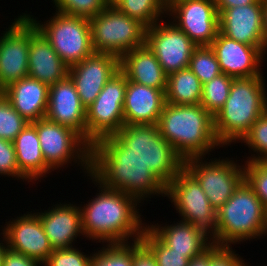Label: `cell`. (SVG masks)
I'll return each mask as SVG.
<instances>
[{"label": "cell", "instance_id": "cell-13", "mask_svg": "<svg viewBox=\"0 0 267 266\" xmlns=\"http://www.w3.org/2000/svg\"><path fill=\"white\" fill-rule=\"evenodd\" d=\"M166 15L197 46H210L219 32L215 0H175Z\"/></svg>", "mask_w": 267, "mask_h": 266}, {"label": "cell", "instance_id": "cell-36", "mask_svg": "<svg viewBox=\"0 0 267 266\" xmlns=\"http://www.w3.org/2000/svg\"><path fill=\"white\" fill-rule=\"evenodd\" d=\"M56 11L85 18H92L109 4L106 0H52Z\"/></svg>", "mask_w": 267, "mask_h": 266}, {"label": "cell", "instance_id": "cell-47", "mask_svg": "<svg viewBox=\"0 0 267 266\" xmlns=\"http://www.w3.org/2000/svg\"><path fill=\"white\" fill-rule=\"evenodd\" d=\"M109 5H114L118 0H106Z\"/></svg>", "mask_w": 267, "mask_h": 266}, {"label": "cell", "instance_id": "cell-7", "mask_svg": "<svg viewBox=\"0 0 267 266\" xmlns=\"http://www.w3.org/2000/svg\"><path fill=\"white\" fill-rule=\"evenodd\" d=\"M51 44L62 61L71 67L95 53L90 20L56 11L43 24L25 14Z\"/></svg>", "mask_w": 267, "mask_h": 266}, {"label": "cell", "instance_id": "cell-17", "mask_svg": "<svg viewBox=\"0 0 267 266\" xmlns=\"http://www.w3.org/2000/svg\"><path fill=\"white\" fill-rule=\"evenodd\" d=\"M219 32L232 40L258 47L266 54L262 0L224 9L219 14Z\"/></svg>", "mask_w": 267, "mask_h": 266}, {"label": "cell", "instance_id": "cell-15", "mask_svg": "<svg viewBox=\"0 0 267 266\" xmlns=\"http://www.w3.org/2000/svg\"><path fill=\"white\" fill-rule=\"evenodd\" d=\"M24 14V15H23ZM0 36V90L28 77L29 18L23 13Z\"/></svg>", "mask_w": 267, "mask_h": 266}, {"label": "cell", "instance_id": "cell-3", "mask_svg": "<svg viewBox=\"0 0 267 266\" xmlns=\"http://www.w3.org/2000/svg\"><path fill=\"white\" fill-rule=\"evenodd\" d=\"M157 126L161 136L184 161L205 157L222 146L215 134L214 117L201 104L165 103Z\"/></svg>", "mask_w": 267, "mask_h": 266}, {"label": "cell", "instance_id": "cell-6", "mask_svg": "<svg viewBox=\"0 0 267 266\" xmlns=\"http://www.w3.org/2000/svg\"><path fill=\"white\" fill-rule=\"evenodd\" d=\"M167 187L184 167V160L160 134L157 125H124L113 135Z\"/></svg>", "mask_w": 267, "mask_h": 266}, {"label": "cell", "instance_id": "cell-18", "mask_svg": "<svg viewBox=\"0 0 267 266\" xmlns=\"http://www.w3.org/2000/svg\"><path fill=\"white\" fill-rule=\"evenodd\" d=\"M222 73L233 78L263 76L265 54L255 46L232 40L220 32L211 43Z\"/></svg>", "mask_w": 267, "mask_h": 266}, {"label": "cell", "instance_id": "cell-11", "mask_svg": "<svg viewBox=\"0 0 267 266\" xmlns=\"http://www.w3.org/2000/svg\"><path fill=\"white\" fill-rule=\"evenodd\" d=\"M126 87L127 77L119 70L86 108L87 143L90 146L104 137L116 134L124 126Z\"/></svg>", "mask_w": 267, "mask_h": 266}, {"label": "cell", "instance_id": "cell-33", "mask_svg": "<svg viewBox=\"0 0 267 266\" xmlns=\"http://www.w3.org/2000/svg\"><path fill=\"white\" fill-rule=\"evenodd\" d=\"M188 68L202 84L222 74L218 59L210 46H197L192 53Z\"/></svg>", "mask_w": 267, "mask_h": 266}, {"label": "cell", "instance_id": "cell-5", "mask_svg": "<svg viewBox=\"0 0 267 266\" xmlns=\"http://www.w3.org/2000/svg\"><path fill=\"white\" fill-rule=\"evenodd\" d=\"M217 222V245L231 247V244L266 235L267 209L244 181L217 210Z\"/></svg>", "mask_w": 267, "mask_h": 266}, {"label": "cell", "instance_id": "cell-4", "mask_svg": "<svg viewBox=\"0 0 267 266\" xmlns=\"http://www.w3.org/2000/svg\"><path fill=\"white\" fill-rule=\"evenodd\" d=\"M264 76L234 78L229 97L214 116V130L223 146L240 140L267 110Z\"/></svg>", "mask_w": 267, "mask_h": 266}, {"label": "cell", "instance_id": "cell-19", "mask_svg": "<svg viewBox=\"0 0 267 266\" xmlns=\"http://www.w3.org/2000/svg\"><path fill=\"white\" fill-rule=\"evenodd\" d=\"M30 213V214H29ZM2 229L8 248L42 264L53 252L40 218L31 212L8 221Z\"/></svg>", "mask_w": 267, "mask_h": 266}, {"label": "cell", "instance_id": "cell-14", "mask_svg": "<svg viewBox=\"0 0 267 266\" xmlns=\"http://www.w3.org/2000/svg\"><path fill=\"white\" fill-rule=\"evenodd\" d=\"M169 22H156L146 29L145 38V44L154 53L167 75L187 68L197 47L173 22Z\"/></svg>", "mask_w": 267, "mask_h": 266}, {"label": "cell", "instance_id": "cell-39", "mask_svg": "<svg viewBox=\"0 0 267 266\" xmlns=\"http://www.w3.org/2000/svg\"><path fill=\"white\" fill-rule=\"evenodd\" d=\"M0 175L16 178H24L19 174V167L16 160V153L12 141L0 138Z\"/></svg>", "mask_w": 267, "mask_h": 266}, {"label": "cell", "instance_id": "cell-25", "mask_svg": "<svg viewBox=\"0 0 267 266\" xmlns=\"http://www.w3.org/2000/svg\"><path fill=\"white\" fill-rule=\"evenodd\" d=\"M120 70L128 81L166 90L167 74L146 44L124 54L120 58Z\"/></svg>", "mask_w": 267, "mask_h": 266}, {"label": "cell", "instance_id": "cell-23", "mask_svg": "<svg viewBox=\"0 0 267 266\" xmlns=\"http://www.w3.org/2000/svg\"><path fill=\"white\" fill-rule=\"evenodd\" d=\"M165 91L127 80L124 125H157L166 103Z\"/></svg>", "mask_w": 267, "mask_h": 266}, {"label": "cell", "instance_id": "cell-41", "mask_svg": "<svg viewBox=\"0 0 267 266\" xmlns=\"http://www.w3.org/2000/svg\"><path fill=\"white\" fill-rule=\"evenodd\" d=\"M133 266H157L154 256L140 242H133Z\"/></svg>", "mask_w": 267, "mask_h": 266}, {"label": "cell", "instance_id": "cell-28", "mask_svg": "<svg viewBox=\"0 0 267 266\" xmlns=\"http://www.w3.org/2000/svg\"><path fill=\"white\" fill-rule=\"evenodd\" d=\"M203 84L187 67L167 75L165 101L174 105L201 103Z\"/></svg>", "mask_w": 267, "mask_h": 266}, {"label": "cell", "instance_id": "cell-24", "mask_svg": "<svg viewBox=\"0 0 267 266\" xmlns=\"http://www.w3.org/2000/svg\"><path fill=\"white\" fill-rule=\"evenodd\" d=\"M48 94V85L29 76L11 83L2 90V95L29 123L46 116Z\"/></svg>", "mask_w": 267, "mask_h": 266}, {"label": "cell", "instance_id": "cell-31", "mask_svg": "<svg viewBox=\"0 0 267 266\" xmlns=\"http://www.w3.org/2000/svg\"><path fill=\"white\" fill-rule=\"evenodd\" d=\"M234 78L222 73L203 84L201 105L214 117L229 97Z\"/></svg>", "mask_w": 267, "mask_h": 266}, {"label": "cell", "instance_id": "cell-9", "mask_svg": "<svg viewBox=\"0 0 267 266\" xmlns=\"http://www.w3.org/2000/svg\"><path fill=\"white\" fill-rule=\"evenodd\" d=\"M166 196L174 204L182 221L191 223L217 245V211L210 204L197 179L185 167L166 187Z\"/></svg>", "mask_w": 267, "mask_h": 266}, {"label": "cell", "instance_id": "cell-2", "mask_svg": "<svg viewBox=\"0 0 267 266\" xmlns=\"http://www.w3.org/2000/svg\"><path fill=\"white\" fill-rule=\"evenodd\" d=\"M88 176L100 189L88 204L80 206L83 235L94 242L102 241V244L128 243L131 242L129 237L133 242L140 240L146 225L137 209L139 202L122 191L102 186L90 174Z\"/></svg>", "mask_w": 267, "mask_h": 266}, {"label": "cell", "instance_id": "cell-1", "mask_svg": "<svg viewBox=\"0 0 267 266\" xmlns=\"http://www.w3.org/2000/svg\"><path fill=\"white\" fill-rule=\"evenodd\" d=\"M90 175L102 186L122 191L139 203L151 195L166 196V186L149 166L130 153L113 135L90 146Z\"/></svg>", "mask_w": 267, "mask_h": 266}, {"label": "cell", "instance_id": "cell-48", "mask_svg": "<svg viewBox=\"0 0 267 266\" xmlns=\"http://www.w3.org/2000/svg\"><path fill=\"white\" fill-rule=\"evenodd\" d=\"M165 1V4L168 6L172 1H175V0H164Z\"/></svg>", "mask_w": 267, "mask_h": 266}, {"label": "cell", "instance_id": "cell-35", "mask_svg": "<svg viewBox=\"0 0 267 266\" xmlns=\"http://www.w3.org/2000/svg\"><path fill=\"white\" fill-rule=\"evenodd\" d=\"M28 123L0 94V138L13 142Z\"/></svg>", "mask_w": 267, "mask_h": 266}, {"label": "cell", "instance_id": "cell-12", "mask_svg": "<svg viewBox=\"0 0 267 266\" xmlns=\"http://www.w3.org/2000/svg\"><path fill=\"white\" fill-rule=\"evenodd\" d=\"M204 158H188L184 161V167L197 179L210 204L217 211L245 181L244 164L241 166L237 160L234 162L231 159L216 158L207 162Z\"/></svg>", "mask_w": 267, "mask_h": 266}, {"label": "cell", "instance_id": "cell-30", "mask_svg": "<svg viewBox=\"0 0 267 266\" xmlns=\"http://www.w3.org/2000/svg\"><path fill=\"white\" fill-rule=\"evenodd\" d=\"M140 242L154 256L157 266H188L190 259L185 253L174 252L147 225L143 230Z\"/></svg>", "mask_w": 267, "mask_h": 266}, {"label": "cell", "instance_id": "cell-8", "mask_svg": "<svg viewBox=\"0 0 267 266\" xmlns=\"http://www.w3.org/2000/svg\"><path fill=\"white\" fill-rule=\"evenodd\" d=\"M89 20L93 49L97 53L121 58L128 51L145 45L147 28L114 5H108Z\"/></svg>", "mask_w": 267, "mask_h": 266}, {"label": "cell", "instance_id": "cell-20", "mask_svg": "<svg viewBox=\"0 0 267 266\" xmlns=\"http://www.w3.org/2000/svg\"><path fill=\"white\" fill-rule=\"evenodd\" d=\"M48 95L45 117L73 129L87 142L86 108L82 105L70 76L49 86Z\"/></svg>", "mask_w": 267, "mask_h": 266}, {"label": "cell", "instance_id": "cell-32", "mask_svg": "<svg viewBox=\"0 0 267 266\" xmlns=\"http://www.w3.org/2000/svg\"><path fill=\"white\" fill-rule=\"evenodd\" d=\"M105 245L92 254L90 266H133V242Z\"/></svg>", "mask_w": 267, "mask_h": 266}, {"label": "cell", "instance_id": "cell-42", "mask_svg": "<svg viewBox=\"0 0 267 266\" xmlns=\"http://www.w3.org/2000/svg\"><path fill=\"white\" fill-rule=\"evenodd\" d=\"M43 265L38 260L29 258L21 253L7 249L3 259L2 266H41Z\"/></svg>", "mask_w": 267, "mask_h": 266}, {"label": "cell", "instance_id": "cell-26", "mask_svg": "<svg viewBox=\"0 0 267 266\" xmlns=\"http://www.w3.org/2000/svg\"><path fill=\"white\" fill-rule=\"evenodd\" d=\"M178 222L165 226L148 223L147 226L174 252L185 253L190 260L204 254L214 245L210 238L191 223L182 220Z\"/></svg>", "mask_w": 267, "mask_h": 266}, {"label": "cell", "instance_id": "cell-38", "mask_svg": "<svg viewBox=\"0 0 267 266\" xmlns=\"http://www.w3.org/2000/svg\"><path fill=\"white\" fill-rule=\"evenodd\" d=\"M84 254L74 246L67 249H54L42 266H90L92 253L90 256Z\"/></svg>", "mask_w": 267, "mask_h": 266}, {"label": "cell", "instance_id": "cell-22", "mask_svg": "<svg viewBox=\"0 0 267 266\" xmlns=\"http://www.w3.org/2000/svg\"><path fill=\"white\" fill-rule=\"evenodd\" d=\"M55 205L51 209L49 207L48 210L35 214L40 218L53 250L71 248L77 236L83 235L80 205L71 203Z\"/></svg>", "mask_w": 267, "mask_h": 266}, {"label": "cell", "instance_id": "cell-43", "mask_svg": "<svg viewBox=\"0 0 267 266\" xmlns=\"http://www.w3.org/2000/svg\"><path fill=\"white\" fill-rule=\"evenodd\" d=\"M258 0H215L216 10L220 14L224 9L245 6L256 3Z\"/></svg>", "mask_w": 267, "mask_h": 266}, {"label": "cell", "instance_id": "cell-21", "mask_svg": "<svg viewBox=\"0 0 267 266\" xmlns=\"http://www.w3.org/2000/svg\"><path fill=\"white\" fill-rule=\"evenodd\" d=\"M69 75V67L29 19L28 76L51 86Z\"/></svg>", "mask_w": 267, "mask_h": 266}, {"label": "cell", "instance_id": "cell-37", "mask_svg": "<svg viewBox=\"0 0 267 266\" xmlns=\"http://www.w3.org/2000/svg\"><path fill=\"white\" fill-rule=\"evenodd\" d=\"M245 162V181L267 209V161Z\"/></svg>", "mask_w": 267, "mask_h": 266}, {"label": "cell", "instance_id": "cell-46", "mask_svg": "<svg viewBox=\"0 0 267 266\" xmlns=\"http://www.w3.org/2000/svg\"><path fill=\"white\" fill-rule=\"evenodd\" d=\"M2 242H4L5 244ZM7 249H8V243H7V240L3 234V240L0 242V266H2V264H3V259H4L5 252Z\"/></svg>", "mask_w": 267, "mask_h": 266}, {"label": "cell", "instance_id": "cell-40", "mask_svg": "<svg viewBox=\"0 0 267 266\" xmlns=\"http://www.w3.org/2000/svg\"><path fill=\"white\" fill-rule=\"evenodd\" d=\"M232 247L213 245L210 248V266H248Z\"/></svg>", "mask_w": 267, "mask_h": 266}, {"label": "cell", "instance_id": "cell-10", "mask_svg": "<svg viewBox=\"0 0 267 266\" xmlns=\"http://www.w3.org/2000/svg\"><path fill=\"white\" fill-rule=\"evenodd\" d=\"M32 124L36 127L45 162L53 171L74 160L90 174V145L77 132L46 117Z\"/></svg>", "mask_w": 267, "mask_h": 266}, {"label": "cell", "instance_id": "cell-45", "mask_svg": "<svg viewBox=\"0 0 267 266\" xmlns=\"http://www.w3.org/2000/svg\"><path fill=\"white\" fill-rule=\"evenodd\" d=\"M263 6V30H264V42L267 50V0H262Z\"/></svg>", "mask_w": 267, "mask_h": 266}, {"label": "cell", "instance_id": "cell-16", "mask_svg": "<svg viewBox=\"0 0 267 266\" xmlns=\"http://www.w3.org/2000/svg\"><path fill=\"white\" fill-rule=\"evenodd\" d=\"M120 70V58L109 53L95 52L82 62L69 67L82 105L90 106L106 83Z\"/></svg>", "mask_w": 267, "mask_h": 266}, {"label": "cell", "instance_id": "cell-34", "mask_svg": "<svg viewBox=\"0 0 267 266\" xmlns=\"http://www.w3.org/2000/svg\"><path fill=\"white\" fill-rule=\"evenodd\" d=\"M256 154L247 161H267V110L252 124L251 129L240 140Z\"/></svg>", "mask_w": 267, "mask_h": 266}, {"label": "cell", "instance_id": "cell-44", "mask_svg": "<svg viewBox=\"0 0 267 266\" xmlns=\"http://www.w3.org/2000/svg\"><path fill=\"white\" fill-rule=\"evenodd\" d=\"M188 266H210V249L207 250L204 254L192 258L189 261Z\"/></svg>", "mask_w": 267, "mask_h": 266}, {"label": "cell", "instance_id": "cell-27", "mask_svg": "<svg viewBox=\"0 0 267 266\" xmlns=\"http://www.w3.org/2000/svg\"><path fill=\"white\" fill-rule=\"evenodd\" d=\"M19 174L28 182L39 181L53 170L46 164L36 127L28 123L13 141ZM46 174V175H45Z\"/></svg>", "mask_w": 267, "mask_h": 266}, {"label": "cell", "instance_id": "cell-29", "mask_svg": "<svg viewBox=\"0 0 267 266\" xmlns=\"http://www.w3.org/2000/svg\"><path fill=\"white\" fill-rule=\"evenodd\" d=\"M114 6L146 28L162 20L161 16L167 14L164 0H118Z\"/></svg>", "mask_w": 267, "mask_h": 266}]
</instances>
